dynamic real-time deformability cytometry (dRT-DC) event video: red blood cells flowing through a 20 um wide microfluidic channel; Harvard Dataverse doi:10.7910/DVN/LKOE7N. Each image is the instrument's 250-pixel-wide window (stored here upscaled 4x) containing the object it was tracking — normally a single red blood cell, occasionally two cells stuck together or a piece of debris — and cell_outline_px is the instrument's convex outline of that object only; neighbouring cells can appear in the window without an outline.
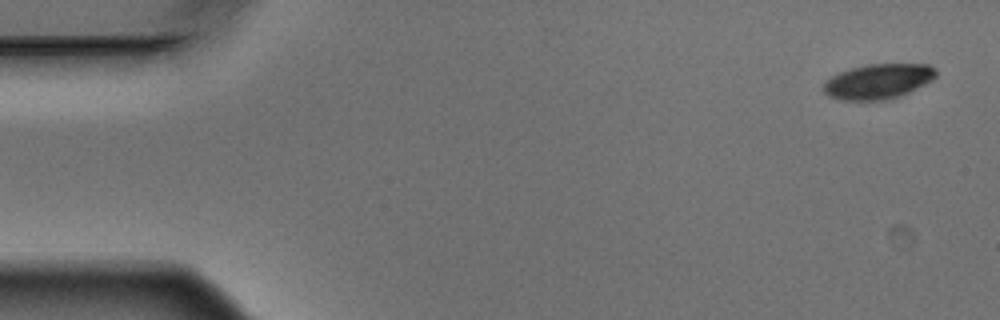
{"species": "Egyptian fruit bat (a non-hibernating species)", "species_latin": "Rousettus aegyptiacus", "temperature_condition": "warm", "stored_images_in_passage": 4, "camera_frame_rate_fps": 3000, "um_per_image_px": 0.085, "animal": {"sex": "male"}, "frame": {"image": 1, "passage_image": 1, "time_ms": 0.0, "image_size_px": [1000, 320], "cell_outline_px": [[936, 76], [932, 80], [900, 96], [884, 100], [840, 100], [828, 96], [824, 92], [824, 84], [832, 76], [840, 72], [852, 68], [868, 64], [928, 64], [936, 68]], "centroid_in_image_um": [74.66, 6.92], "position_along_channel_um": 10.3, "area_um2": 22.77}}
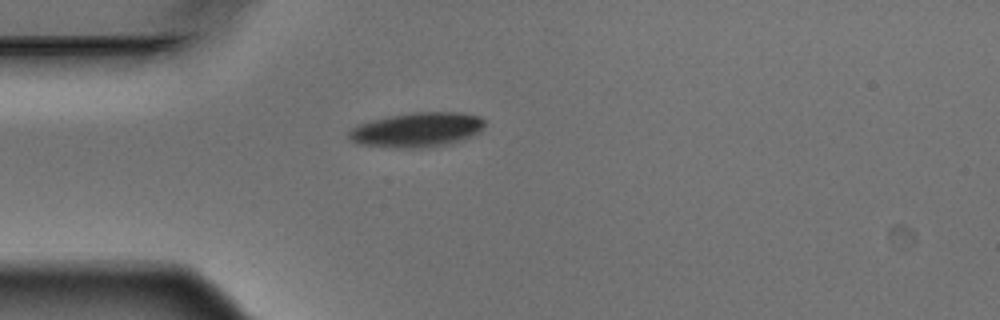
{"frame": {"image": 2, "passage_image": 4, "time_ms": 1.0, "image_size_px": [1000, 320], "cell_outline_px": [[484, 128], [480, 132], [464, 140], [452, 144], [428, 148], [392, 148], [356, 144], [348, 140], [348, 132], [356, 124], [372, 120], [392, 116], [416, 112], [456, 112], [480, 116], [484, 120]], "centroid_in_image_um": [35.44, 11.06], "position_along_channel_um": 49.6, "area_um2": 27.92}}